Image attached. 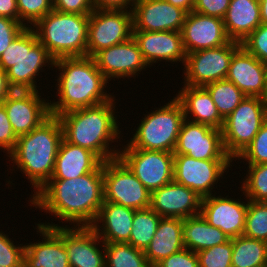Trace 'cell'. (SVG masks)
Segmentation results:
<instances>
[{
  "mask_svg": "<svg viewBox=\"0 0 267 267\" xmlns=\"http://www.w3.org/2000/svg\"><path fill=\"white\" fill-rule=\"evenodd\" d=\"M176 98L183 106L186 120L222 129L224 119L218 113L216 105L204 87L184 85L176 94Z\"/></svg>",
  "mask_w": 267,
  "mask_h": 267,
  "instance_id": "4316f807",
  "label": "cell"
},
{
  "mask_svg": "<svg viewBox=\"0 0 267 267\" xmlns=\"http://www.w3.org/2000/svg\"><path fill=\"white\" fill-rule=\"evenodd\" d=\"M92 1L94 9L132 10L134 2L136 0H92Z\"/></svg>",
  "mask_w": 267,
  "mask_h": 267,
  "instance_id": "c3c4849f",
  "label": "cell"
},
{
  "mask_svg": "<svg viewBox=\"0 0 267 267\" xmlns=\"http://www.w3.org/2000/svg\"><path fill=\"white\" fill-rule=\"evenodd\" d=\"M174 6H178L187 13L193 11L195 0H166Z\"/></svg>",
  "mask_w": 267,
  "mask_h": 267,
  "instance_id": "816d5d0a",
  "label": "cell"
},
{
  "mask_svg": "<svg viewBox=\"0 0 267 267\" xmlns=\"http://www.w3.org/2000/svg\"><path fill=\"white\" fill-rule=\"evenodd\" d=\"M132 37L149 67L163 60L185 63L187 54L181 31H132Z\"/></svg>",
  "mask_w": 267,
  "mask_h": 267,
  "instance_id": "cb8c5ba5",
  "label": "cell"
},
{
  "mask_svg": "<svg viewBox=\"0 0 267 267\" xmlns=\"http://www.w3.org/2000/svg\"><path fill=\"white\" fill-rule=\"evenodd\" d=\"M13 242L7 234L0 232V266L24 267L25 245H14Z\"/></svg>",
  "mask_w": 267,
  "mask_h": 267,
  "instance_id": "ab89813d",
  "label": "cell"
},
{
  "mask_svg": "<svg viewBox=\"0 0 267 267\" xmlns=\"http://www.w3.org/2000/svg\"><path fill=\"white\" fill-rule=\"evenodd\" d=\"M233 239L197 252L199 267H232Z\"/></svg>",
  "mask_w": 267,
  "mask_h": 267,
  "instance_id": "8d00e7d4",
  "label": "cell"
},
{
  "mask_svg": "<svg viewBox=\"0 0 267 267\" xmlns=\"http://www.w3.org/2000/svg\"><path fill=\"white\" fill-rule=\"evenodd\" d=\"M223 21L228 37L241 43L261 24L259 0H231Z\"/></svg>",
  "mask_w": 267,
  "mask_h": 267,
  "instance_id": "f1b7e54d",
  "label": "cell"
},
{
  "mask_svg": "<svg viewBox=\"0 0 267 267\" xmlns=\"http://www.w3.org/2000/svg\"><path fill=\"white\" fill-rule=\"evenodd\" d=\"M184 120L183 106L173 97L166 105L144 115L133 138L124 147L174 152Z\"/></svg>",
  "mask_w": 267,
  "mask_h": 267,
  "instance_id": "8992f818",
  "label": "cell"
},
{
  "mask_svg": "<svg viewBox=\"0 0 267 267\" xmlns=\"http://www.w3.org/2000/svg\"><path fill=\"white\" fill-rule=\"evenodd\" d=\"M229 240L222 230L210 225L201 214L183 219L182 241L186 249L197 253Z\"/></svg>",
  "mask_w": 267,
  "mask_h": 267,
  "instance_id": "f546056e",
  "label": "cell"
},
{
  "mask_svg": "<svg viewBox=\"0 0 267 267\" xmlns=\"http://www.w3.org/2000/svg\"><path fill=\"white\" fill-rule=\"evenodd\" d=\"M132 10L95 9L89 15L87 56L132 37Z\"/></svg>",
  "mask_w": 267,
  "mask_h": 267,
  "instance_id": "9c48e42d",
  "label": "cell"
},
{
  "mask_svg": "<svg viewBox=\"0 0 267 267\" xmlns=\"http://www.w3.org/2000/svg\"><path fill=\"white\" fill-rule=\"evenodd\" d=\"M241 45L262 63L267 64V24H260Z\"/></svg>",
  "mask_w": 267,
  "mask_h": 267,
  "instance_id": "60d3db41",
  "label": "cell"
},
{
  "mask_svg": "<svg viewBox=\"0 0 267 267\" xmlns=\"http://www.w3.org/2000/svg\"><path fill=\"white\" fill-rule=\"evenodd\" d=\"M103 161L92 151L67 142H60L51 179H71L95 171Z\"/></svg>",
  "mask_w": 267,
  "mask_h": 267,
  "instance_id": "484cf974",
  "label": "cell"
},
{
  "mask_svg": "<svg viewBox=\"0 0 267 267\" xmlns=\"http://www.w3.org/2000/svg\"><path fill=\"white\" fill-rule=\"evenodd\" d=\"M181 34L186 54L224 46L231 41L223 19L194 11L186 14Z\"/></svg>",
  "mask_w": 267,
  "mask_h": 267,
  "instance_id": "d6986e66",
  "label": "cell"
},
{
  "mask_svg": "<svg viewBox=\"0 0 267 267\" xmlns=\"http://www.w3.org/2000/svg\"><path fill=\"white\" fill-rule=\"evenodd\" d=\"M54 61L48 50L38 41L35 31L26 27L21 32V57L6 71L10 87L19 91H38L36 76L40 70L42 72V67L51 65L49 67L53 68Z\"/></svg>",
  "mask_w": 267,
  "mask_h": 267,
  "instance_id": "8fae6325",
  "label": "cell"
},
{
  "mask_svg": "<svg viewBox=\"0 0 267 267\" xmlns=\"http://www.w3.org/2000/svg\"><path fill=\"white\" fill-rule=\"evenodd\" d=\"M17 139L18 137L15 135L6 114V109L3 104H0V149L9 154L14 149Z\"/></svg>",
  "mask_w": 267,
  "mask_h": 267,
  "instance_id": "7bdbcfd3",
  "label": "cell"
},
{
  "mask_svg": "<svg viewBox=\"0 0 267 267\" xmlns=\"http://www.w3.org/2000/svg\"><path fill=\"white\" fill-rule=\"evenodd\" d=\"M89 15L50 11L33 27L49 54L61 57L87 56Z\"/></svg>",
  "mask_w": 267,
  "mask_h": 267,
  "instance_id": "5b68a950",
  "label": "cell"
},
{
  "mask_svg": "<svg viewBox=\"0 0 267 267\" xmlns=\"http://www.w3.org/2000/svg\"><path fill=\"white\" fill-rule=\"evenodd\" d=\"M241 46L240 42L231 40L224 46L198 50L187 53L184 65V84L204 87L207 84L226 79L230 60Z\"/></svg>",
  "mask_w": 267,
  "mask_h": 267,
  "instance_id": "30bf717a",
  "label": "cell"
},
{
  "mask_svg": "<svg viewBox=\"0 0 267 267\" xmlns=\"http://www.w3.org/2000/svg\"><path fill=\"white\" fill-rule=\"evenodd\" d=\"M67 226H63V242L70 267H105L104 242L95 231L90 226Z\"/></svg>",
  "mask_w": 267,
  "mask_h": 267,
  "instance_id": "603a6c76",
  "label": "cell"
},
{
  "mask_svg": "<svg viewBox=\"0 0 267 267\" xmlns=\"http://www.w3.org/2000/svg\"><path fill=\"white\" fill-rule=\"evenodd\" d=\"M232 161L197 160L184 154H174L173 180L195 191L202 198L211 196L212 189L232 166Z\"/></svg>",
  "mask_w": 267,
  "mask_h": 267,
  "instance_id": "4fadbf2b",
  "label": "cell"
},
{
  "mask_svg": "<svg viewBox=\"0 0 267 267\" xmlns=\"http://www.w3.org/2000/svg\"><path fill=\"white\" fill-rule=\"evenodd\" d=\"M246 97H261L267 100V64L262 63L242 45L234 52L226 77Z\"/></svg>",
  "mask_w": 267,
  "mask_h": 267,
  "instance_id": "44dd1931",
  "label": "cell"
},
{
  "mask_svg": "<svg viewBox=\"0 0 267 267\" xmlns=\"http://www.w3.org/2000/svg\"><path fill=\"white\" fill-rule=\"evenodd\" d=\"M155 267H199L196 252L184 248L160 261Z\"/></svg>",
  "mask_w": 267,
  "mask_h": 267,
  "instance_id": "ee69618b",
  "label": "cell"
},
{
  "mask_svg": "<svg viewBox=\"0 0 267 267\" xmlns=\"http://www.w3.org/2000/svg\"><path fill=\"white\" fill-rule=\"evenodd\" d=\"M182 227V218H161L154 237L144 250L151 267L185 248L182 241Z\"/></svg>",
  "mask_w": 267,
  "mask_h": 267,
  "instance_id": "83f0119b",
  "label": "cell"
},
{
  "mask_svg": "<svg viewBox=\"0 0 267 267\" xmlns=\"http://www.w3.org/2000/svg\"><path fill=\"white\" fill-rule=\"evenodd\" d=\"M161 218L162 217L150 207L135 210L128 243L144 251L154 237Z\"/></svg>",
  "mask_w": 267,
  "mask_h": 267,
  "instance_id": "d6a6232c",
  "label": "cell"
},
{
  "mask_svg": "<svg viewBox=\"0 0 267 267\" xmlns=\"http://www.w3.org/2000/svg\"><path fill=\"white\" fill-rule=\"evenodd\" d=\"M17 8L19 21L27 28H31L53 10V0H17Z\"/></svg>",
  "mask_w": 267,
  "mask_h": 267,
  "instance_id": "74e56055",
  "label": "cell"
},
{
  "mask_svg": "<svg viewBox=\"0 0 267 267\" xmlns=\"http://www.w3.org/2000/svg\"><path fill=\"white\" fill-rule=\"evenodd\" d=\"M237 159H244L248 165L267 164V120Z\"/></svg>",
  "mask_w": 267,
  "mask_h": 267,
  "instance_id": "f35d334b",
  "label": "cell"
},
{
  "mask_svg": "<svg viewBox=\"0 0 267 267\" xmlns=\"http://www.w3.org/2000/svg\"><path fill=\"white\" fill-rule=\"evenodd\" d=\"M267 120V100L261 97H246L229 114L221 129L227 155L236 159L251 143Z\"/></svg>",
  "mask_w": 267,
  "mask_h": 267,
  "instance_id": "52a82bcc",
  "label": "cell"
},
{
  "mask_svg": "<svg viewBox=\"0 0 267 267\" xmlns=\"http://www.w3.org/2000/svg\"><path fill=\"white\" fill-rule=\"evenodd\" d=\"M105 267H151L144 251L129 243H104Z\"/></svg>",
  "mask_w": 267,
  "mask_h": 267,
  "instance_id": "836d02e7",
  "label": "cell"
},
{
  "mask_svg": "<svg viewBox=\"0 0 267 267\" xmlns=\"http://www.w3.org/2000/svg\"><path fill=\"white\" fill-rule=\"evenodd\" d=\"M134 214L135 209L104 201L90 227L104 243H128Z\"/></svg>",
  "mask_w": 267,
  "mask_h": 267,
  "instance_id": "d4e9b609",
  "label": "cell"
},
{
  "mask_svg": "<svg viewBox=\"0 0 267 267\" xmlns=\"http://www.w3.org/2000/svg\"><path fill=\"white\" fill-rule=\"evenodd\" d=\"M53 67L60 73L55 84L59 101L49 102L52 116L95 106L113 98L105 90L109 82L97 68L93 57H61L55 59Z\"/></svg>",
  "mask_w": 267,
  "mask_h": 267,
  "instance_id": "7a4b0ae2",
  "label": "cell"
},
{
  "mask_svg": "<svg viewBox=\"0 0 267 267\" xmlns=\"http://www.w3.org/2000/svg\"><path fill=\"white\" fill-rule=\"evenodd\" d=\"M0 17L19 21L17 0H0Z\"/></svg>",
  "mask_w": 267,
  "mask_h": 267,
  "instance_id": "681fc988",
  "label": "cell"
},
{
  "mask_svg": "<svg viewBox=\"0 0 267 267\" xmlns=\"http://www.w3.org/2000/svg\"><path fill=\"white\" fill-rule=\"evenodd\" d=\"M248 175L241 190L245 198L254 202H267V164L248 165Z\"/></svg>",
  "mask_w": 267,
  "mask_h": 267,
  "instance_id": "e575fe53",
  "label": "cell"
},
{
  "mask_svg": "<svg viewBox=\"0 0 267 267\" xmlns=\"http://www.w3.org/2000/svg\"><path fill=\"white\" fill-rule=\"evenodd\" d=\"M39 91L14 90L3 102L12 129L17 137L39 127L50 114V104Z\"/></svg>",
  "mask_w": 267,
  "mask_h": 267,
  "instance_id": "9a60e30c",
  "label": "cell"
},
{
  "mask_svg": "<svg viewBox=\"0 0 267 267\" xmlns=\"http://www.w3.org/2000/svg\"><path fill=\"white\" fill-rule=\"evenodd\" d=\"M243 235L267 242V202L248 200Z\"/></svg>",
  "mask_w": 267,
  "mask_h": 267,
  "instance_id": "d590c367",
  "label": "cell"
},
{
  "mask_svg": "<svg viewBox=\"0 0 267 267\" xmlns=\"http://www.w3.org/2000/svg\"><path fill=\"white\" fill-rule=\"evenodd\" d=\"M231 0H195L193 11L223 19Z\"/></svg>",
  "mask_w": 267,
  "mask_h": 267,
  "instance_id": "f6af8a7d",
  "label": "cell"
},
{
  "mask_svg": "<svg viewBox=\"0 0 267 267\" xmlns=\"http://www.w3.org/2000/svg\"><path fill=\"white\" fill-rule=\"evenodd\" d=\"M204 88L209 92L218 113L223 119L231 114L246 98V95L227 79L207 84Z\"/></svg>",
  "mask_w": 267,
  "mask_h": 267,
  "instance_id": "1f68e13d",
  "label": "cell"
},
{
  "mask_svg": "<svg viewBox=\"0 0 267 267\" xmlns=\"http://www.w3.org/2000/svg\"><path fill=\"white\" fill-rule=\"evenodd\" d=\"M232 267H267V242L244 235L233 238Z\"/></svg>",
  "mask_w": 267,
  "mask_h": 267,
  "instance_id": "4dcf8cb0",
  "label": "cell"
},
{
  "mask_svg": "<svg viewBox=\"0 0 267 267\" xmlns=\"http://www.w3.org/2000/svg\"><path fill=\"white\" fill-rule=\"evenodd\" d=\"M207 196L201 201V215L213 227L222 230L230 239L243 235L247 203L228 196ZM241 201V202H240Z\"/></svg>",
  "mask_w": 267,
  "mask_h": 267,
  "instance_id": "ffe728a7",
  "label": "cell"
},
{
  "mask_svg": "<svg viewBox=\"0 0 267 267\" xmlns=\"http://www.w3.org/2000/svg\"><path fill=\"white\" fill-rule=\"evenodd\" d=\"M14 90L10 87L6 72L0 68V104L13 92Z\"/></svg>",
  "mask_w": 267,
  "mask_h": 267,
  "instance_id": "f907efd6",
  "label": "cell"
},
{
  "mask_svg": "<svg viewBox=\"0 0 267 267\" xmlns=\"http://www.w3.org/2000/svg\"><path fill=\"white\" fill-rule=\"evenodd\" d=\"M93 59L107 81L112 78L135 77L149 66L133 37L126 42L100 50Z\"/></svg>",
  "mask_w": 267,
  "mask_h": 267,
  "instance_id": "2e32d148",
  "label": "cell"
},
{
  "mask_svg": "<svg viewBox=\"0 0 267 267\" xmlns=\"http://www.w3.org/2000/svg\"><path fill=\"white\" fill-rule=\"evenodd\" d=\"M114 101L113 97L110 101L57 116L62 126L63 138L71 144L92 151L103 162L117 158L120 150L109 147L114 140L120 139L121 133L117 116L115 117Z\"/></svg>",
  "mask_w": 267,
  "mask_h": 267,
  "instance_id": "3957f363",
  "label": "cell"
},
{
  "mask_svg": "<svg viewBox=\"0 0 267 267\" xmlns=\"http://www.w3.org/2000/svg\"><path fill=\"white\" fill-rule=\"evenodd\" d=\"M36 225L44 240L25 244L24 267H70L63 242V226L53 222Z\"/></svg>",
  "mask_w": 267,
  "mask_h": 267,
  "instance_id": "e0dca14e",
  "label": "cell"
},
{
  "mask_svg": "<svg viewBox=\"0 0 267 267\" xmlns=\"http://www.w3.org/2000/svg\"><path fill=\"white\" fill-rule=\"evenodd\" d=\"M103 202L102 163L95 171L79 177L50 179L36 194L31 195L30 206L51 216L53 214L73 226H91Z\"/></svg>",
  "mask_w": 267,
  "mask_h": 267,
  "instance_id": "6da1fadb",
  "label": "cell"
},
{
  "mask_svg": "<svg viewBox=\"0 0 267 267\" xmlns=\"http://www.w3.org/2000/svg\"><path fill=\"white\" fill-rule=\"evenodd\" d=\"M21 57V33L11 42V44L5 49L0 56V68L3 71H7Z\"/></svg>",
  "mask_w": 267,
  "mask_h": 267,
  "instance_id": "7dc6e473",
  "label": "cell"
},
{
  "mask_svg": "<svg viewBox=\"0 0 267 267\" xmlns=\"http://www.w3.org/2000/svg\"><path fill=\"white\" fill-rule=\"evenodd\" d=\"M118 157L152 192L173 180L174 153L135 148L120 149Z\"/></svg>",
  "mask_w": 267,
  "mask_h": 267,
  "instance_id": "7c38bea8",
  "label": "cell"
},
{
  "mask_svg": "<svg viewBox=\"0 0 267 267\" xmlns=\"http://www.w3.org/2000/svg\"><path fill=\"white\" fill-rule=\"evenodd\" d=\"M62 139L60 120L51 115L39 127L19 136L14 149L7 155L30 180L34 194L51 179Z\"/></svg>",
  "mask_w": 267,
  "mask_h": 267,
  "instance_id": "277c9868",
  "label": "cell"
},
{
  "mask_svg": "<svg viewBox=\"0 0 267 267\" xmlns=\"http://www.w3.org/2000/svg\"><path fill=\"white\" fill-rule=\"evenodd\" d=\"M174 154H184L197 160H232L223 145L221 129L184 120Z\"/></svg>",
  "mask_w": 267,
  "mask_h": 267,
  "instance_id": "5bb4252c",
  "label": "cell"
},
{
  "mask_svg": "<svg viewBox=\"0 0 267 267\" xmlns=\"http://www.w3.org/2000/svg\"><path fill=\"white\" fill-rule=\"evenodd\" d=\"M104 201L135 210L150 207L151 192L119 158L103 162Z\"/></svg>",
  "mask_w": 267,
  "mask_h": 267,
  "instance_id": "ba28073f",
  "label": "cell"
},
{
  "mask_svg": "<svg viewBox=\"0 0 267 267\" xmlns=\"http://www.w3.org/2000/svg\"><path fill=\"white\" fill-rule=\"evenodd\" d=\"M133 31H181L187 12L166 0H136Z\"/></svg>",
  "mask_w": 267,
  "mask_h": 267,
  "instance_id": "ac0fdd59",
  "label": "cell"
},
{
  "mask_svg": "<svg viewBox=\"0 0 267 267\" xmlns=\"http://www.w3.org/2000/svg\"><path fill=\"white\" fill-rule=\"evenodd\" d=\"M25 28L20 21L0 17V56Z\"/></svg>",
  "mask_w": 267,
  "mask_h": 267,
  "instance_id": "b9f144b4",
  "label": "cell"
},
{
  "mask_svg": "<svg viewBox=\"0 0 267 267\" xmlns=\"http://www.w3.org/2000/svg\"><path fill=\"white\" fill-rule=\"evenodd\" d=\"M53 9L81 15H90L95 10L92 0H53Z\"/></svg>",
  "mask_w": 267,
  "mask_h": 267,
  "instance_id": "bcb514c9",
  "label": "cell"
},
{
  "mask_svg": "<svg viewBox=\"0 0 267 267\" xmlns=\"http://www.w3.org/2000/svg\"><path fill=\"white\" fill-rule=\"evenodd\" d=\"M261 23L267 24V0H259Z\"/></svg>",
  "mask_w": 267,
  "mask_h": 267,
  "instance_id": "f5cc1de1",
  "label": "cell"
},
{
  "mask_svg": "<svg viewBox=\"0 0 267 267\" xmlns=\"http://www.w3.org/2000/svg\"><path fill=\"white\" fill-rule=\"evenodd\" d=\"M202 197L172 180L151 192L150 208L163 218H188L201 213Z\"/></svg>",
  "mask_w": 267,
  "mask_h": 267,
  "instance_id": "7402d4cb",
  "label": "cell"
}]
</instances>
